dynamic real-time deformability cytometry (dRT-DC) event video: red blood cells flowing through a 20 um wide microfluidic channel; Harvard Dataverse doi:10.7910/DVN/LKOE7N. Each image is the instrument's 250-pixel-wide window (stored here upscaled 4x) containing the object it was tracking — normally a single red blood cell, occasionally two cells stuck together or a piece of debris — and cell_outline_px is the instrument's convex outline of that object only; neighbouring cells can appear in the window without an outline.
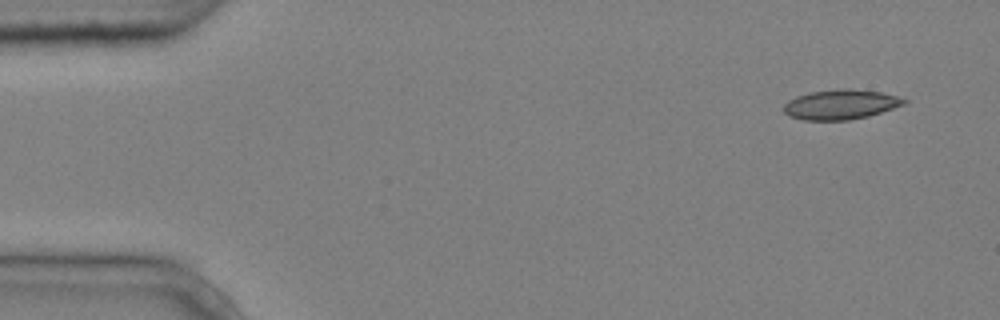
{"species": "common noctule bat (a hibernating species)", "species_latin": "Nyctalus noctula", "temperature_condition": "cold", "stored_images_in_passage": 5, "camera_frame_rate_fps": 3000, "um_per_image_px": 0.085, "animal": {"sex": "male", "body_mass_g": 20.4}, "frame": {"image": 1, "passage_image": 1, "time_ms": 0.0, "image_size_px": [1000, 320], "cell_outline_px": [[908, 100], [904, 104], [868, 116], [848, 120], [804, 120], [788, 116], [784, 112], [784, 104], [788, 100], [796, 96], [812, 92], [840, 88], [844, 88], [880, 92], [896, 96]], "centroid_in_image_um": [71.41, 8.88], "position_along_channel_um": 13.6, "area_um2": 20.69}}